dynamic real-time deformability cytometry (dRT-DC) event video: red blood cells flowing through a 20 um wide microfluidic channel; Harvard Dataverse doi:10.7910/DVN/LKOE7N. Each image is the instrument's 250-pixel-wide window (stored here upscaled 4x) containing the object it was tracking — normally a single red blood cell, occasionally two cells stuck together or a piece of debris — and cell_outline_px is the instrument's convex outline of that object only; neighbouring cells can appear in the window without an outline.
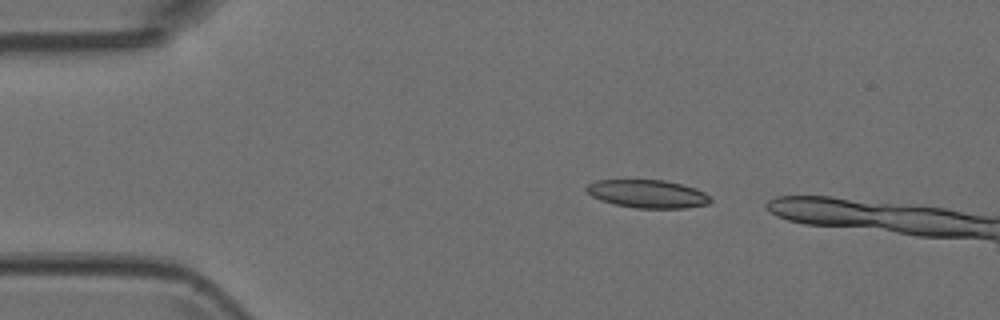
{"species": "Egyptian fruit bat (a non-hibernating species)", "species_latin": "Rousettus aegyptiacus", "temperature_condition": "room temperature", "stored_images_in_passage": 4, "camera_frame_rate_fps": 3000, "um_per_image_px": 0.085, "animal": {"sex": "female"}, "frame": {"image": 1, "passage_image": 1, "time_ms": 0.0, "image_size_px": [1000, 320], "cell_outline_px": [[712, 200], [708, 204], [684, 208], [636, 208], [616, 204], [600, 200], [592, 196], [584, 188], [588, 184], [596, 180], [664, 180], [696, 188], [712, 196]], "centroid_in_image_um": [55.07, 16.48], "position_along_channel_um": 29.9, "area_um2": 20.29}}